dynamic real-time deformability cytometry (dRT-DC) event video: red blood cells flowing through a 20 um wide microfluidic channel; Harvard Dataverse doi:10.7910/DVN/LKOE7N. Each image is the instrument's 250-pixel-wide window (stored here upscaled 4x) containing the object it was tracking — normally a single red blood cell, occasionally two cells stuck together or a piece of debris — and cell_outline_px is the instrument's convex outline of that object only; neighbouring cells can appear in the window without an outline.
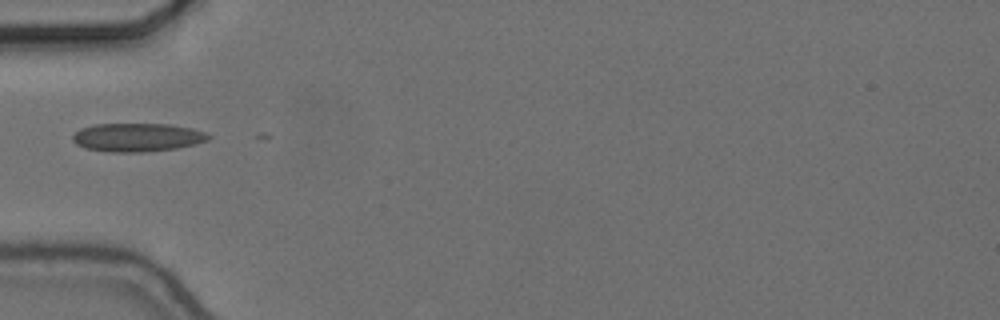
{"species": "common noctule bat (a hibernating species)", "species_latin": "Nyctalus noctula", "temperature_condition": "cold", "stored_images_in_passage": 6, "camera_frame_rate_fps": 3000, "um_per_image_px": 0.085, "animal": {"sex": "female", "body_mass_g": 24.6, "forearm_length_mm": 56.2}, "frame": {"image": 1, "passage_image": 1, "time_ms": 0.0, "image_size_px": [1000, 320], "cell_outline_px": [[212, 136], [208, 140], [196, 144], [176, 148], [148, 152], [112, 152], [84, 148], [76, 144], [72, 140], [72, 136], [80, 128], [96, 124], [172, 124], [192, 128], [204, 132]], "centroid_in_image_um": [11.68, 11.67], "position_along_channel_um": 73.3, "area_um2": 22.66}}
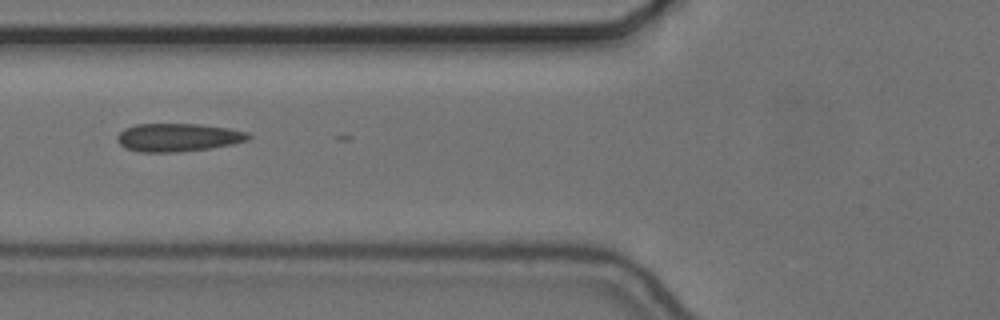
{"frame": {"image": 2, "passage_image": 4, "time_ms": 1.0, "image_size_px": [1000, 320], "cell_outline_px": [[252, 136], [248, 140], [232, 144], [208, 148], [176, 152], [140, 152], [128, 148], [120, 144], [116, 140], [116, 136], [124, 128], [136, 124], [200, 124], [228, 128], [248, 132]], "centroid_in_image_um": [15.13, 11.67], "position_along_channel_um": 110.7, "area_um2": 21.44}}